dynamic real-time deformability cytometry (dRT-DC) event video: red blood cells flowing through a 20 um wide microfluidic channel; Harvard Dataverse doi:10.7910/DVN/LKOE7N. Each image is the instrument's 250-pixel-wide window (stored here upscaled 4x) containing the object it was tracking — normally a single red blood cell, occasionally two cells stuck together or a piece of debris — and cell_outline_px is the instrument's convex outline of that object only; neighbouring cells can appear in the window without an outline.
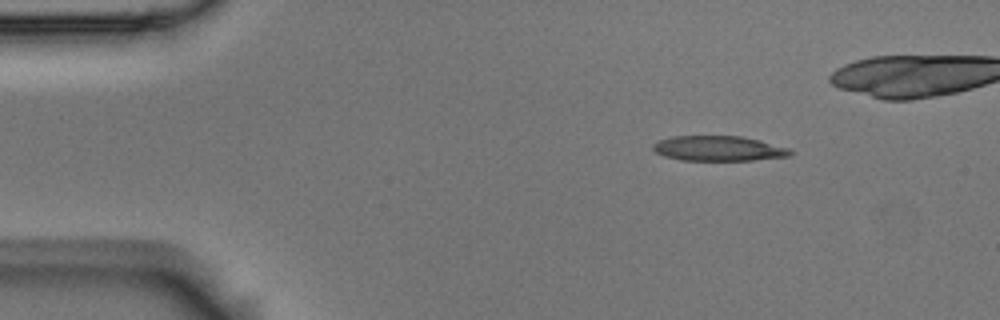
{"species": "Egyptian fruit bat (a non-hibernating species)", "species_latin": "Rousettus aegyptiacus", "temperature_condition": "room temperature", "stored_images_in_passage": 5, "camera_frame_rate_fps": 3000, "um_per_image_px": 0.085, "animal": {"sex": "male"}, "frame": {"image": 1, "passage_image": 2, "time_ms": 0.333, "image_size_px": [1000, 320], "cell_outline_px": [[796, 152], [792, 156], [752, 160], [680, 160], [664, 156], [656, 152], [652, 148], [652, 144], [660, 140], [672, 136], [740, 136], [760, 140], [792, 148]], "centroid_in_image_um": [61.15, 12.62], "position_along_channel_um": 23.8, "area_um2": 20.29}}
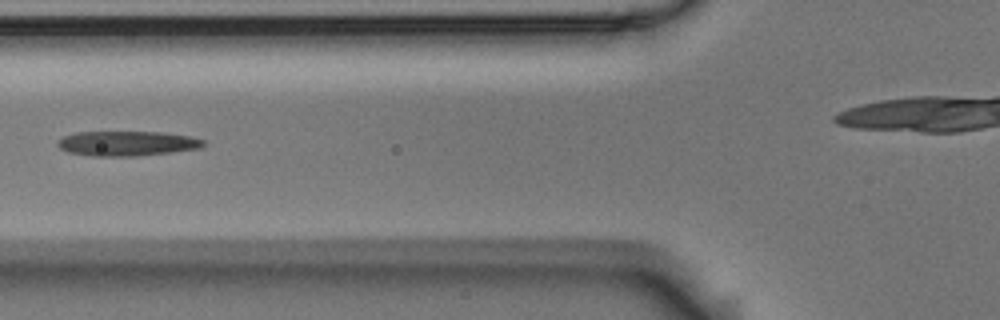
{"frame": {"image": 2, "passage_image": 5, "time_ms": 1.333, "image_size_px": [1000, 320], "cell_outline_px": [[204, 144], [200, 148], [136, 156], [92, 156], [68, 152], [60, 148], [56, 144], [64, 136], [76, 132], [160, 132], [192, 136], [204, 140]], "centroid_in_image_um": [10.79, 12.19], "position_along_channel_um": 115.0, "area_um2": 20.92}}